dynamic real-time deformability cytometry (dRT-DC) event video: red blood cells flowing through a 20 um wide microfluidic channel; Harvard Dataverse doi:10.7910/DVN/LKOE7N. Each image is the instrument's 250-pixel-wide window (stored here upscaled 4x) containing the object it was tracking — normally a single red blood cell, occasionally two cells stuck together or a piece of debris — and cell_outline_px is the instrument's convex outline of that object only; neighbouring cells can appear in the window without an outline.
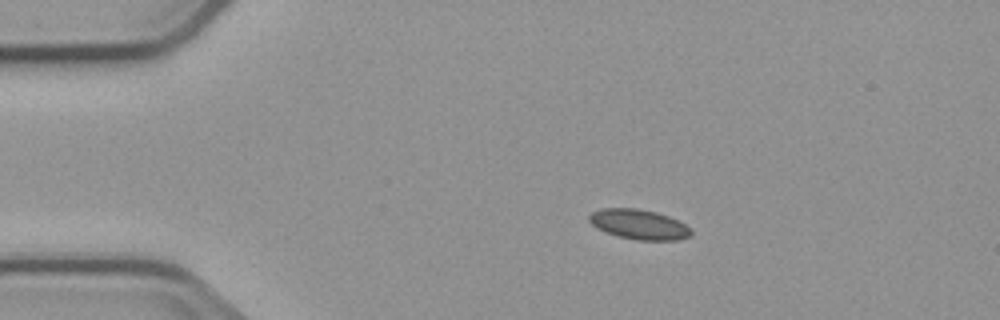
{"species": "common noctule bat (a hibernating species)", "species_latin": "Nyctalus noctula", "temperature_condition": "cold", "stored_images_in_passage": 7, "camera_frame_rate_fps": 3000, "um_per_image_px": 0.085, "animal": {"sex": "male", "body_mass_g": 23.1, "forearm_length_mm": 52.7}, "frame": {"image": 1, "passage_image": 2, "time_ms": 1.333, "image_size_px": [1000, 320], "cell_outline_px": [[692, 232], [688, 236], [680, 240], [636, 240], [616, 236], [596, 228], [588, 220], [588, 216], [592, 212], [600, 208], [636, 208], [656, 212], [668, 216], [692, 228]], "centroid_in_image_um": [54.28, 19.07], "position_along_channel_um": 30.7, "area_um2": 17.86}}
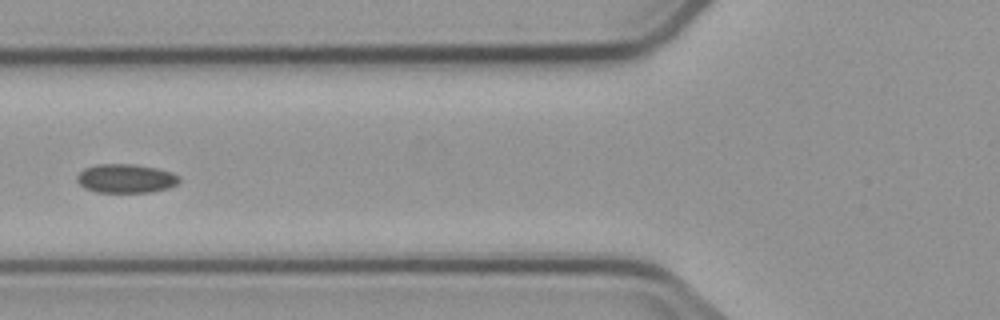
{"frame": {"image": 2, "passage_image": 5, "time_ms": 5.0, "image_size_px": [1000, 320], "cell_outline_px": [[180, 180], [176, 184], [168, 188], [152, 192], [96, 192], [84, 188], [76, 180], [76, 176], [84, 168], [96, 164], [136, 164], [156, 168], [172, 172], [180, 176]], "centroid_in_image_um": [10.69, 15.16], "position_along_channel_um": 115.1, "area_um2": 17.34}}
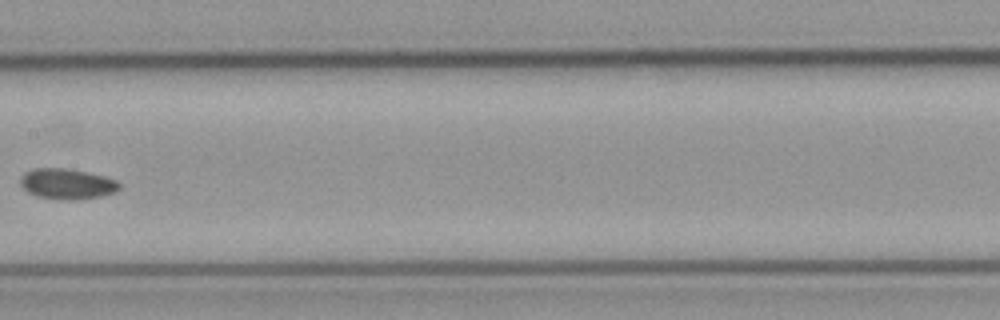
{"frame": {"image": 3, "passage_image": 7, "time_ms": 7.333, "image_size_px": [1000, 320], "cell_outline_px": [[120, 188], [116, 192], [100, 196], [72, 200], [64, 200], [36, 196], [28, 192], [20, 184], [20, 176], [24, 172], [32, 168], [68, 168], [88, 172], [104, 176], [116, 180], [120, 184]], "centroid_in_image_um": [5.68, 15.62], "position_along_channel_um": 201.7, "area_um2": 17.74}}